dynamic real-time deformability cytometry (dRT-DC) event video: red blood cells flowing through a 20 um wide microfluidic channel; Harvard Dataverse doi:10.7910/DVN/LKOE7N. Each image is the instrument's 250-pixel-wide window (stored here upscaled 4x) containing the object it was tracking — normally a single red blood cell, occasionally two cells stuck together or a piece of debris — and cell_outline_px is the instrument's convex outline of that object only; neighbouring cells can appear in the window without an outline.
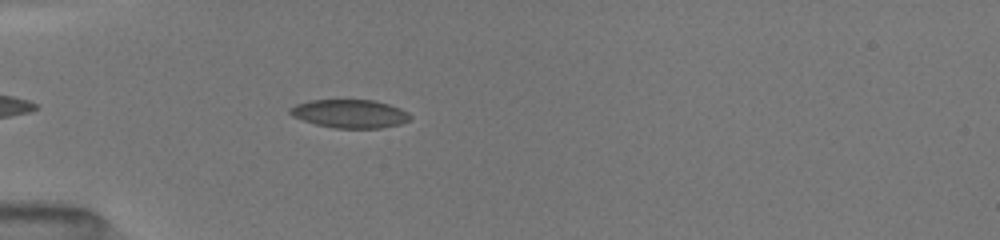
{"species": "common noctule bat (a hibernating species)", "species_latin": "Nyctalus noctula", "temperature_condition": "room temperature", "stored_images_in_passage": 31, "camera_frame_rate_fps": 3000, "um_per_image_px": 0.085, "animal": {"sex": "female", "body_mass_g": 19.5, "forearm_length_mm": 54.1}, "frame": {"image": 1, "passage_image": 11, "time_ms": 5.0, "image_size_px": [1000, 240], "cell_outline_px": [[412, 120], [400, 124], [380, 128], [336, 128], [316, 124], [292, 116], [288, 112], [288, 108], [296, 104], [308, 100], [376, 100], [400, 108], [408, 112], [412, 116]], "centroid_in_image_um": [29.75, 9.66], "position_along_channel_um": 55.2, "area_um2": 20.0}}
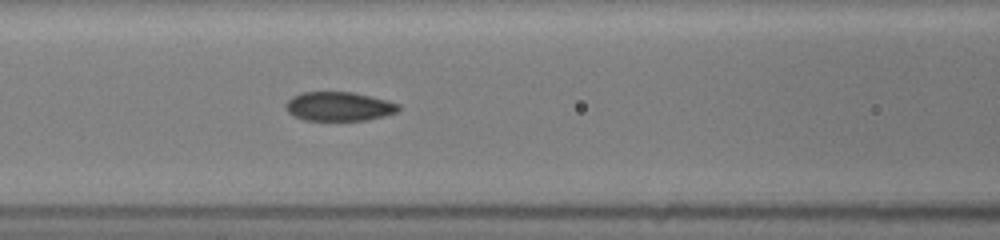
{"frame": {"image": 2, "passage_image": 17, "time_ms": 7.333, "image_size_px": [1000, 240], "cell_outline_px": [[400, 112], [368, 120], [304, 120], [288, 112], [288, 100], [292, 96], [304, 92], [352, 92], [400, 104]], "centroid_in_image_um": [28.86, 9.05], "position_along_channel_um": 137.7, "area_um2": 18.84}}
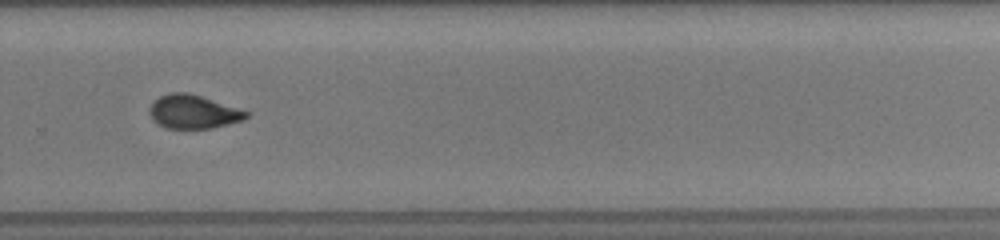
{"frame": {"image": 3, "passage_image": 29, "time_ms": 11.667, "image_size_px": [1000, 240], "cell_outline_px": [[248, 116], [244, 120], [212, 128], [164, 128], [156, 124], [152, 120], [152, 104], [160, 96], [172, 92], [188, 92], [248, 112]], "centroid_in_image_um": [16.42, 9.52], "position_along_channel_um": 313.4, "area_um2": 18.5}}